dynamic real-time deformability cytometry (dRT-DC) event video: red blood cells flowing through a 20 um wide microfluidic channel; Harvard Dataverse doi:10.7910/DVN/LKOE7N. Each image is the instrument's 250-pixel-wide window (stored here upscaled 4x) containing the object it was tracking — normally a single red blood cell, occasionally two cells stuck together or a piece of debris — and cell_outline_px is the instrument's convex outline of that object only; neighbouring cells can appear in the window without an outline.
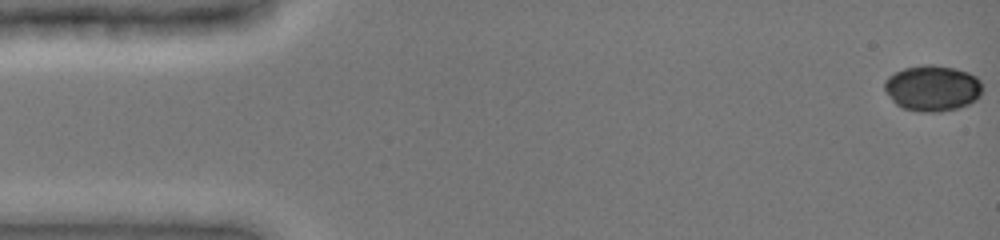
{"species": "common noctule bat (a hibernating species)", "species_latin": "Nyctalus noctula", "temperature_condition": "cold", "stored_images_in_passage": 10, "camera_frame_rate_fps": 3000, "um_per_image_px": 0.085, "animal": {"sex": "female", "body_mass_g": 19.0, "forearm_length_mm": 51.5}, "frame": {"image": 1, "passage_image": 1, "time_ms": 0.0, "image_size_px": [1000, 240], "cell_outline_px": [[984, 88], [980, 96], [976, 100], [960, 108], [940, 112], [920, 112], [904, 108], [896, 104], [892, 100], [884, 88], [884, 80], [888, 76], [904, 68], [924, 64], [932, 64], [956, 68], [968, 72], [976, 76], [984, 84]], "centroid_in_image_um": [79.3, 7.49], "position_along_channel_um": 5.7, "area_um2": 26.59}}